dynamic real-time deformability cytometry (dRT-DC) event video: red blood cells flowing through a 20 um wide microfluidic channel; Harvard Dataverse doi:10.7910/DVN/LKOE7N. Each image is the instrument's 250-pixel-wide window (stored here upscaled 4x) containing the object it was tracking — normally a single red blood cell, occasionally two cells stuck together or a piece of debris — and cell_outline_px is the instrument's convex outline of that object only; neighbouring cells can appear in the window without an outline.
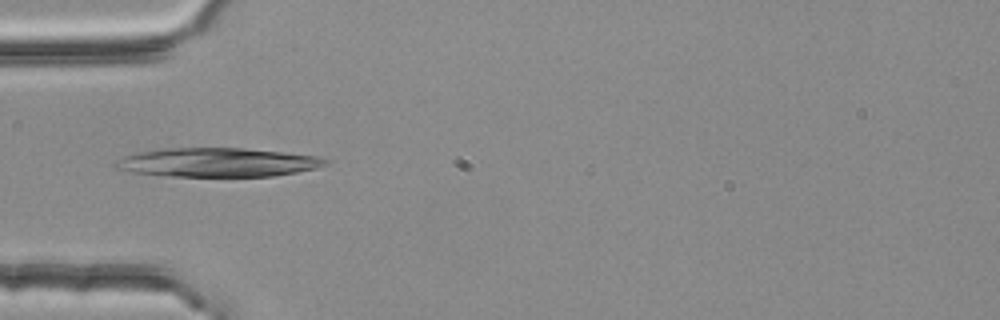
{"species": "common noctule bat (a hibernating species)", "species_latin": "Nyctalus noctula", "temperature_condition": "room temperature", "stored_images_in_passage": 4, "camera_frame_rate_fps": 3000, "um_per_image_px": 0.085, "animal": {"sex": "female", "body_mass_g": 25.1}, "frame": {"image": 1, "passage_image": 4, "time_ms": 1.0, "image_size_px": [1000, 320], "cell_outline_px": [[328, 164], [316, 168], [296, 172], [272, 176], [172, 176], [132, 172], [116, 168], [112, 164], [124, 156], [140, 152], [164, 148], [244, 148], [284, 152], [316, 156], [328, 160]], "centroid_in_image_um": [18.49, 13.8], "position_along_channel_um": 66.5, "area_um2": 35.14}}